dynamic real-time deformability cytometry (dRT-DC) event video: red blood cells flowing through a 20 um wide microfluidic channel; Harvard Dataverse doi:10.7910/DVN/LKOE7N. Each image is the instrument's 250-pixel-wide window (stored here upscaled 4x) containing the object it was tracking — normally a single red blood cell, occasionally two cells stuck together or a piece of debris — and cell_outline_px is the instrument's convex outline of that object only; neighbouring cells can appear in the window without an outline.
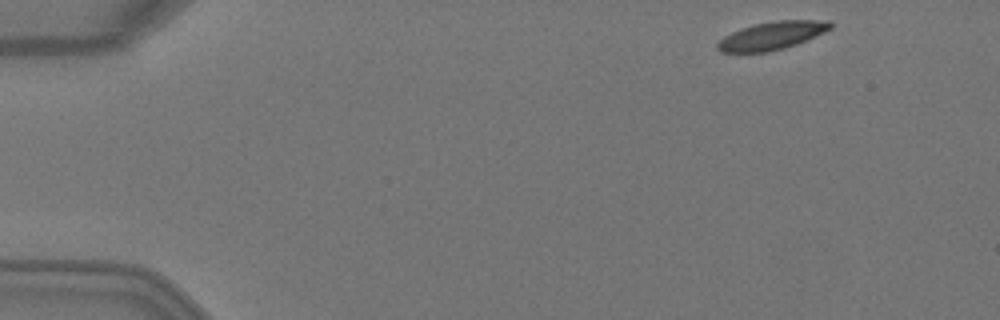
{"species": "Egyptian fruit bat (a non-hibernating species)", "species_latin": "Rousettus aegyptiacus", "temperature_condition": "warm", "stored_images_in_passage": 5, "camera_frame_rate_fps": 3000, "um_per_image_px": 0.085, "animal": {"sex": "female"}, "frame": {"image": 1, "passage_image": 1, "time_ms": 0.0, "image_size_px": [1000, 320], "cell_outline_px": [[832, 28], [824, 32], [796, 44], [784, 48], [768, 52], [720, 52], [716, 48], [716, 44], [724, 36], [740, 28], [756, 24], [776, 20], [828, 20], [832, 24]], "centroid_in_image_um": [65.59, 3.03], "position_along_channel_um": 19.4, "area_um2": 18.32}}
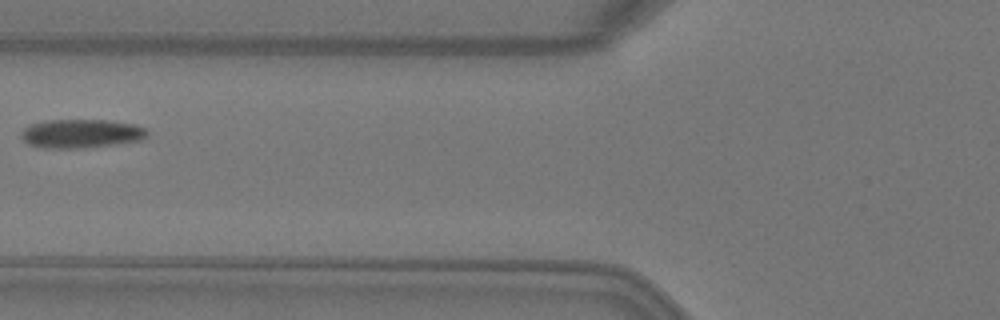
{"frame": {"image": 2, "passage_image": 5, "time_ms": 1.333, "image_size_px": [1000, 320], "cell_outline_px": [[148, 136], [140, 140], [120, 144], [84, 148], [48, 148], [28, 144], [20, 136], [20, 132], [24, 128], [32, 124], [48, 120], [108, 120], [136, 124], [148, 128]], "centroid_in_image_um": [6.96, 11.35], "position_along_channel_um": 118.8, "area_um2": 21.39}}